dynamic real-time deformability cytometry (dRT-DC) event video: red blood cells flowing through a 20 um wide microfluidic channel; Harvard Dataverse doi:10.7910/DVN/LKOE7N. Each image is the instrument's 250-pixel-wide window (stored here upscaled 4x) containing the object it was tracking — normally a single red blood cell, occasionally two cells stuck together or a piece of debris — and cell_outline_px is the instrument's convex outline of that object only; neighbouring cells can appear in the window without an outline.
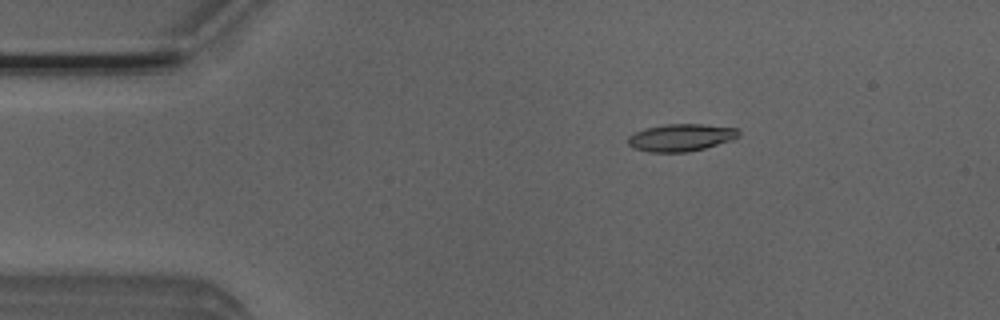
{"species": "Egyptian fruit bat (a non-hibernating species)", "species_latin": "Rousettus aegyptiacus", "temperature_condition": "room temperature", "stored_images_in_passage": 4, "camera_frame_rate_fps": 3000, "um_per_image_px": 0.085, "animal": {"sex": "male"}, "frame": {"image": 1, "passage_image": 2, "time_ms": 0.333, "image_size_px": [1000, 320], "cell_outline_px": [[740, 136], [732, 140], [704, 148], [688, 152], [648, 152], [632, 148], [628, 144], [628, 136], [636, 132], [648, 128], [664, 124], [704, 124], [736, 128], [740, 132]], "centroid_in_image_um": [57.88, 11.69], "position_along_channel_um": 27.1, "area_um2": 17.63}}
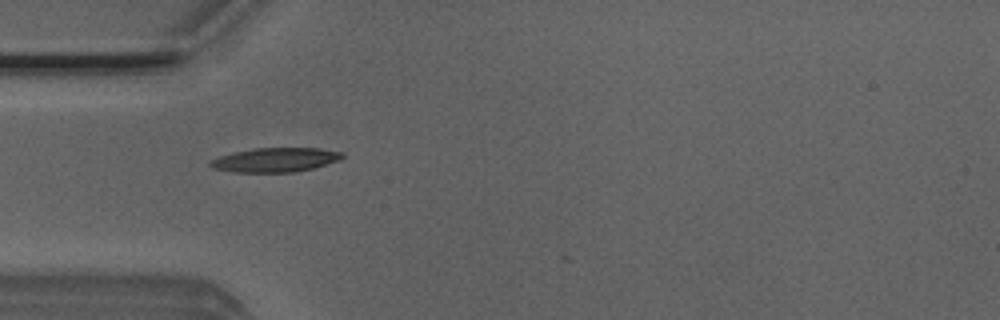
{"frame": {"image": 2, "passage_image": 4, "time_ms": 1.0, "image_size_px": [1000, 320], "cell_outline_px": [[344, 156], [340, 160], [312, 168], [292, 172], [232, 172], [212, 168], [208, 164], [208, 160], [232, 152], [252, 148], [316, 148], [344, 152]], "centroid_in_image_um": [23.35, 13.58], "position_along_channel_um": 61.7, "area_um2": 18.73}}